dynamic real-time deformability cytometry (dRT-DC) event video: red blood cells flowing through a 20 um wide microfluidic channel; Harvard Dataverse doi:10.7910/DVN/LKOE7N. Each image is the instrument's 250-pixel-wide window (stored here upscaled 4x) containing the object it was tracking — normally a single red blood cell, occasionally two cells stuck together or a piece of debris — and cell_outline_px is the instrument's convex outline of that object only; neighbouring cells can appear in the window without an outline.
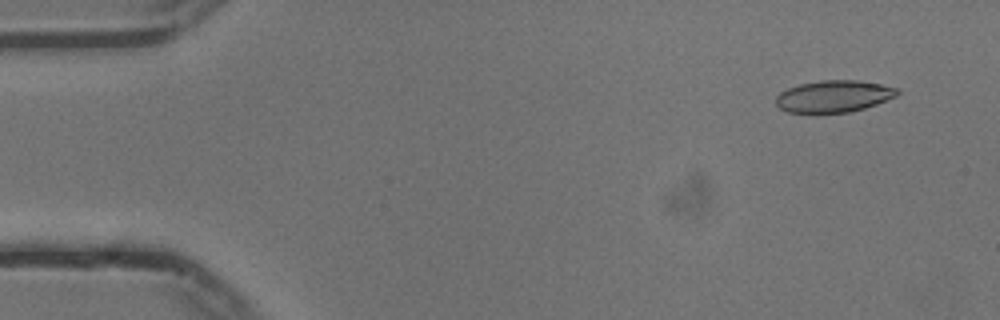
{"species": "common noctule bat (a hibernating species)", "species_latin": "Nyctalus noctula", "temperature_condition": "cold", "stored_images_in_passage": 54, "camera_frame_rate_fps": 3000, "um_per_image_px": 0.085, "animal": {"sex": "male", "body_mass_g": 13.3}, "frame": {"image": 1, "passage_image": 4, "time_ms": 1.0, "image_size_px": [1000, 320], "cell_outline_px": [[900, 92], [896, 96], [876, 104], [864, 108], [848, 112], [788, 112], [780, 108], [776, 104], [776, 96], [780, 92], [788, 88], [800, 84], [820, 80], [856, 80], [880, 84], [896, 88]], "centroid_in_image_um": [70.86, 8.17], "position_along_channel_um": 14.1, "area_um2": 22.25}}
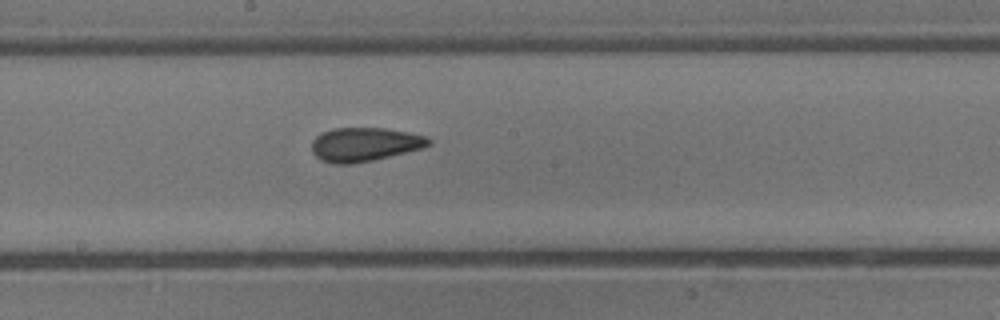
{"frame": {"image": 2, "passage_image": 29, "time_ms": 9.333, "image_size_px": [1000, 320], "cell_outline_px": [[432, 144], [424, 148], [372, 160], [352, 164], [332, 164], [320, 160], [312, 152], [312, 140], [316, 136], [332, 128], [384, 128], [408, 132], [428, 136], [432, 140]], "centroid_in_image_um": [31.01, 12.28], "position_along_channel_um": 217.2, "area_um2": 23.24}}
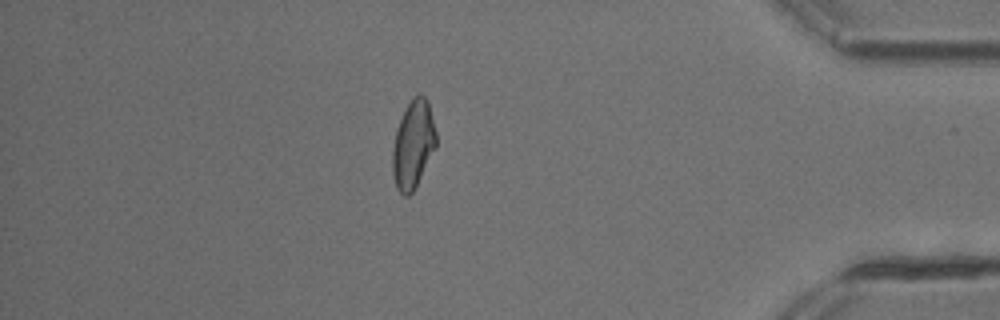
{"frame": {"image": 3, "passage_image": 47, "time_ms": 15.333, "image_size_px": [1000, 320], "cell_outline_px": [[436, 148], [412, 192], [408, 196], [404, 196], [396, 188], [392, 172], [392, 152], [396, 132], [400, 120], [412, 96], [416, 92], [420, 92], [428, 100], [436, 132]], "centroid_in_image_um": [35.12, 12.25], "position_along_channel_um": 400.1, "area_um2": 22.31}, "authors_computed_cell_mechanics": {"area_um2": 22.542, "velocity_mm_per_s": 3.7348, "shape_relaxation_time_tau1_ms": null, "shape_relaxation_time_tau2_ms": 2.4597, "deformation_change_tau1": null, "deformation_change_tau2": 0.0878}}